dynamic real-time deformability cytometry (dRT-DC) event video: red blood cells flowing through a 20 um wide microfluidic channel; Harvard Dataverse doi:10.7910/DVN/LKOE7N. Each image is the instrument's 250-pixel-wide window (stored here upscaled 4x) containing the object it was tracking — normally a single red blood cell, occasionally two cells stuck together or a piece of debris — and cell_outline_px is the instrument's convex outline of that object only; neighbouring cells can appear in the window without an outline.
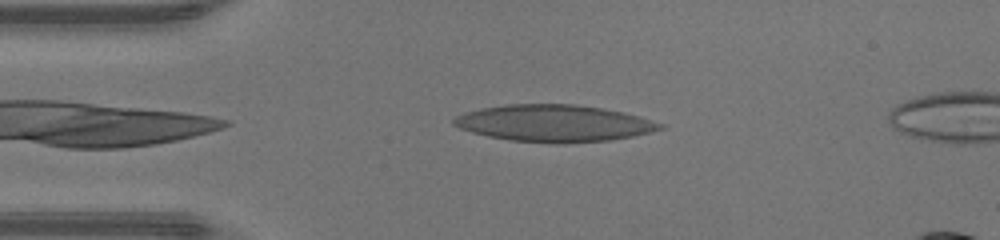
{"species": "human", "species_latin": "Homo sapiens", "temperature_condition": "warm", "stored_images_in_passage": 40, "camera_frame_rate_fps": 3000, "um_per_image_px": 0.085, "donor": {"sex": "male"}, "frame": {"image": 1, "passage_image": 3, "time_ms": 0.667, "image_size_px": [1000, 240], "cell_outline_px": [[664, 128], [632, 136], [608, 140], [508, 140], [488, 136], [472, 132], [460, 128], [452, 124], [452, 120], [456, 116], [464, 112], [480, 108], [504, 104], [576, 104], [624, 112], [640, 116], [664, 124]], "centroid_in_image_um": [47.05, 10.42], "position_along_channel_um": 38.0, "area_um2": 42.95}}
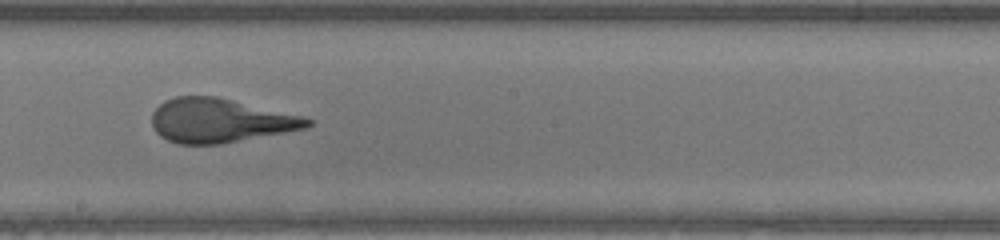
{"frame": {"image": 2, "passage_image": 18, "time_ms": 5.667, "image_size_px": [1000, 240], "cell_outline_px": [[312, 124], [308, 128], [220, 144], [176, 144], [160, 136], [156, 132], [152, 124], [152, 112], [164, 100], [176, 96], [216, 96], [300, 116], [312, 120]], "centroid_in_image_um": [18.65, 10.25], "position_along_channel_um": 229.5, "area_um2": 39.65}}
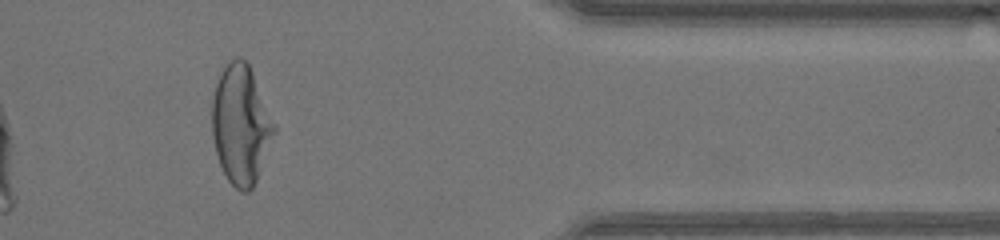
{"frame": {"image": 3, "passage_image": 31, "time_ms": 10.0, "image_size_px": [1000, 240], "cell_outline_px": [[276, 132], [256, 180], [252, 188], [248, 192], [240, 192], [228, 180], [220, 164], [216, 152], [212, 136], [212, 100], [216, 84], [220, 72], [236, 56], [240, 56], [248, 64], [252, 72], [276, 128]], "centroid_in_image_um": [20.46, 10.61], "position_along_channel_um": 390.9, "area_um2": 42.54}}